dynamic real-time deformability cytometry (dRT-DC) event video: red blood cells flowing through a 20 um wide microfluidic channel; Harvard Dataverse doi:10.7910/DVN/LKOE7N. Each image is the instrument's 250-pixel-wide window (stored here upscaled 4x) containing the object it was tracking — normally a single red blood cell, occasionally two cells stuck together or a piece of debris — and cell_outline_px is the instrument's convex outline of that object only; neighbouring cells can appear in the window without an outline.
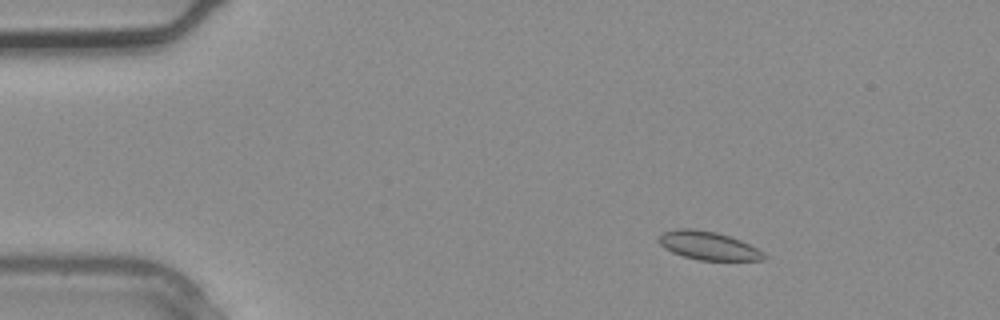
{"species": "common noctule bat (a hibernating species)", "species_latin": "Nyctalus noctula", "temperature_condition": "warm", "stored_images_in_passage": 3, "camera_frame_rate_fps": 3000, "um_per_image_px": 0.085, "animal": {"sex": "male", "body_mass_g": 20.4}, "frame": {"image": 1, "passage_image": 2, "time_ms": 0.333, "image_size_px": [1000, 320], "cell_outline_px": [[768, 256], [764, 260], [700, 260], [684, 256], [672, 252], [664, 248], [660, 244], [660, 236], [664, 232], [676, 228], [692, 228], [716, 232], [740, 240], [764, 252]], "centroid_in_image_um": [60.22, 20.88], "position_along_channel_um": 24.8, "area_um2": 17.22}}